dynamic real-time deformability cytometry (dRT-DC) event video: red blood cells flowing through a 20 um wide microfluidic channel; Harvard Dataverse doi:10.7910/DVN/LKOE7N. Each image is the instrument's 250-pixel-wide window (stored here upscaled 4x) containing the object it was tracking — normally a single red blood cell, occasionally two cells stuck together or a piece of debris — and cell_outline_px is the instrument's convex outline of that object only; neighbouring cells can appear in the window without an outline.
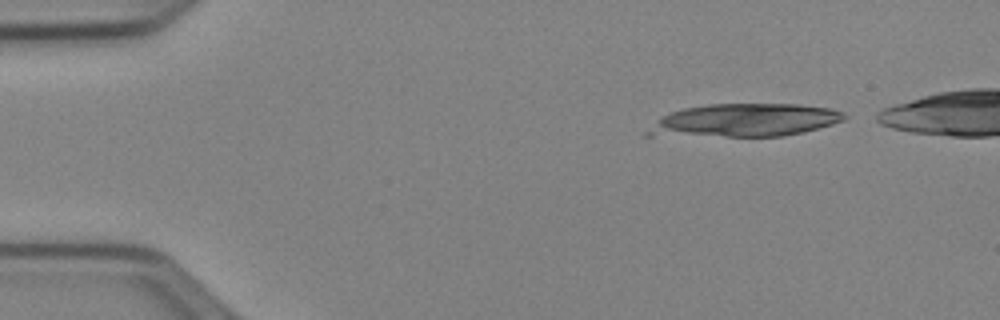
{"species": "Egyptian fruit bat (a non-hibernating species)", "species_latin": "Rousettus aegyptiacus", "temperature_condition": "cold", "stored_images_in_passage": 11, "camera_frame_rate_fps": 3000, "um_per_image_px": 0.085, "animal": {"sex": "female"}, "frame": {"image": 1, "passage_image": 3, "time_ms": 0.667, "image_size_px": [1000, 320], "cell_outline_px": [[848, 116], [844, 120], [832, 124], [804, 132], [784, 136], [644, 136], [644, 132], [656, 120], [672, 112], [684, 108], [708, 104], [800, 104], [832, 108], [844, 112]], "centroid_in_image_um": [63.28, 10.23], "position_along_channel_um": 21.7, "area_um2": 38.09}}